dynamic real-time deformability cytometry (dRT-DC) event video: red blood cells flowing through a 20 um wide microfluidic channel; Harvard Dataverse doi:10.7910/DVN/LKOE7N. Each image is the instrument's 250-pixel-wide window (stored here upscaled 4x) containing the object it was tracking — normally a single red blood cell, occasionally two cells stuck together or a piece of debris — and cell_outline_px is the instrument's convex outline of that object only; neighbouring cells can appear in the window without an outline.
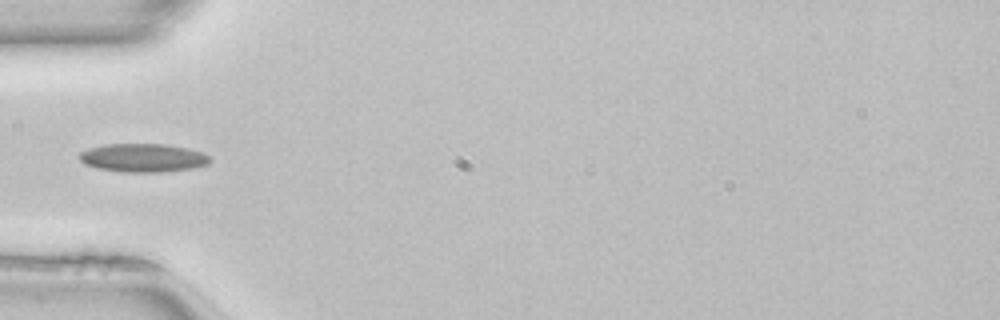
{"species": "common noctule bat (a hibernating species)", "species_latin": "Nyctalus noctula", "temperature_condition": "room temperature", "stored_images_in_passage": 35, "camera_frame_rate_fps": 3000, "um_per_image_px": 0.085, "animal": {"sex": "female", "body_mass_g": 22.7, "forearm_length_mm": 54.2}, "frame": {"image": 1, "passage_image": 1, "time_ms": 0.0, "image_size_px": [1000, 320], "cell_outline_px": [[212, 160], [208, 164], [192, 168], [164, 172], [120, 172], [96, 168], [84, 164], [80, 160], [80, 152], [88, 148], [104, 144], [164, 144], [188, 148], [200, 152], [208, 156]], "centroid_in_image_um": [12.13, 13.42], "position_along_channel_um": 72.9, "area_um2": 21.73}, "authors_computed_cell_mechanics": {"area_um2": 19.3052, "velocity_mm_per_s": 4.0774, "shape_relaxation_time_tau1_ms": null, "shape_relaxation_time_tau2_ms": 7.2913, "deformation_change_tau1": null, "deformation_change_tau2": 0.1687}}